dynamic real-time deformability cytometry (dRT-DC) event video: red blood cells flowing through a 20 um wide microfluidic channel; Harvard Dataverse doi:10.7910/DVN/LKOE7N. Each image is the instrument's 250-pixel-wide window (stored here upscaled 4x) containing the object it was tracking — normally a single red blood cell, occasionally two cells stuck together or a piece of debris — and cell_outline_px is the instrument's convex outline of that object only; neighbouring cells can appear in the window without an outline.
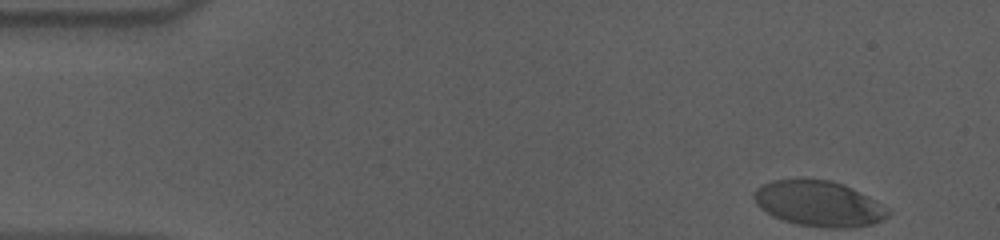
{"species": "human", "species_latin": "Homo sapiens", "temperature_condition": "cold", "stored_images_in_passage": 46, "camera_frame_rate_fps": 3000, "um_per_image_px": 0.085, "donor": {"sex": "male"}, "frame": {"image": 1, "passage_image": 1, "time_ms": 0.0, "image_size_px": [1000, 240], "cell_outline_px": [[888, 212], [880, 220], [868, 224], [800, 224], [784, 220], [768, 212], [756, 204], [756, 192], [764, 184], [776, 180], [828, 180], [840, 184], [864, 196]], "centroid_in_image_um": [69.46, 17.25], "position_along_channel_um": 15.5, "area_um2": 32.08}}
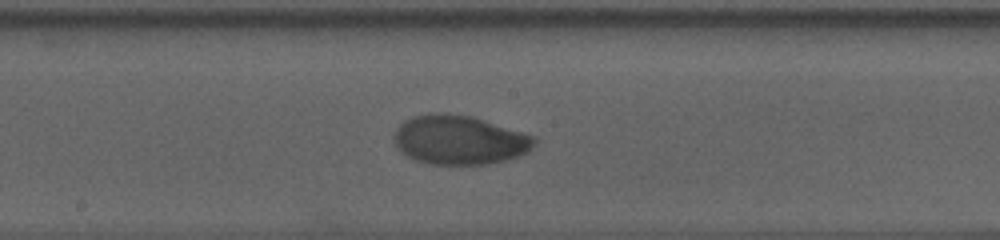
{"frame": {"image": 2, "passage_image": 27, "time_ms": 8.667, "image_size_px": [1000, 240], "cell_outline_px": [[536, 144], [520, 156], [488, 164], [428, 164], [416, 160], [400, 152], [396, 148], [392, 136], [396, 128], [404, 120], [412, 116], [432, 112], [468, 116], [520, 132], [532, 136], [536, 140]], "centroid_in_image_um": [38.96, 11.91], "position_along_channel_um": 209.2, "area_um2": 39.82}}
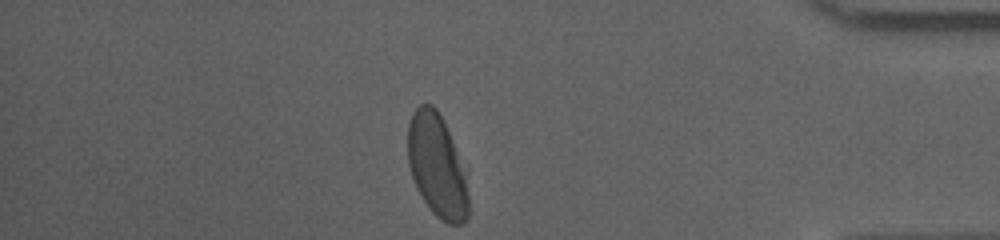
{"frame": {"image": 3, "passage_image": 46, "time_ms": 15.0, "image_size_px": [1000, 240], "cell_outline_px": [[468, 216], [464, 224], [448, 224], [440, 220], [432, 212], [416, 188], [408, 164], [408, 124], [412, 112], [420, 104], [432, 104], [436, 108], [468, 164]], "centroid_in_image_um": [37.21, 14.09], "position_along_channel_um": 398.0, "area_um2": 37.69}, "authors_computed_cell_mechanics": {"area_um2": 38.8994, "velocity_mm_per_s": 3.5352, "shape_relaxation_time_tau1_ms": 4.5896, "shape_relaxation_time_tau2_ms": 1.2354, "deformation_change_tau1": 0.1529, "deformation_change_tau2": 0.033}}